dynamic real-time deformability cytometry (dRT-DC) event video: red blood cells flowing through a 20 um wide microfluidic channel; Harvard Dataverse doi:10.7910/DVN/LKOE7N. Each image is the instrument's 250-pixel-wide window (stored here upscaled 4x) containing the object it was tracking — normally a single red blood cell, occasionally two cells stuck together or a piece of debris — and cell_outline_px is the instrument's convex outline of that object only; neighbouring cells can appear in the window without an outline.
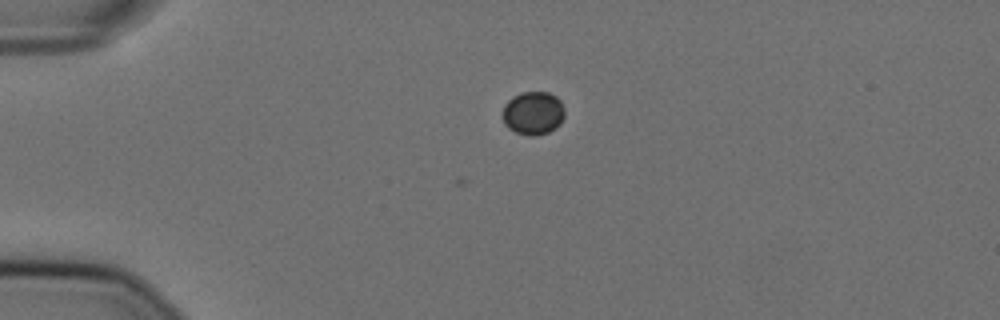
{"species": "Egyptian fruit bat (a non-hibernating species)", "species_latin": "Rousettus aegyptiacus", "temperature_condition": "cold", "stored_images_in_passage": 44, "camera_frame_rate_fps": 3000, "um_per_image_px": 0.085, "animal": {"sex": "female"}, "frame": {"image": 1, "passage_image": 1, "time_ms": 0.0, "image_size_px": [1000, 320], "cell_outline_px": [[564, 116], [560, 124], [556, 128], [548, 132], [536, 136], [528, 136], [516, 132], [508, 128], [504, 124], [504, 104], [512, 96], [520, 92], [548, 92], [556, 96], [560, 100], [564, 108]], "centroid_in_image_um": [45.33, 9.61], "position_along_channel_um": 39.7, "area_um2": 15.78}}
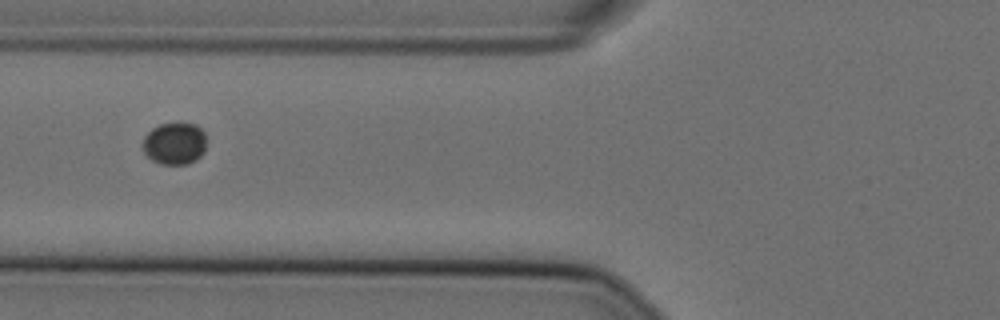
{"frame": {"image": 2, "passage_image": 10, "time_ms": 3.0, "image_size_px": [1000, 320], "cell_outline_px": [[204, 152], [196, 160], [188, 164], [160, 164], [152, 160], [144, 152], [144, 136], [152, 128], [160, 124], [196, 124], [204, 132]], "centroid_in_image_um": [14.84, 12.21], "position_along_channel_um": 111.0, "area_um2": 15.37}}
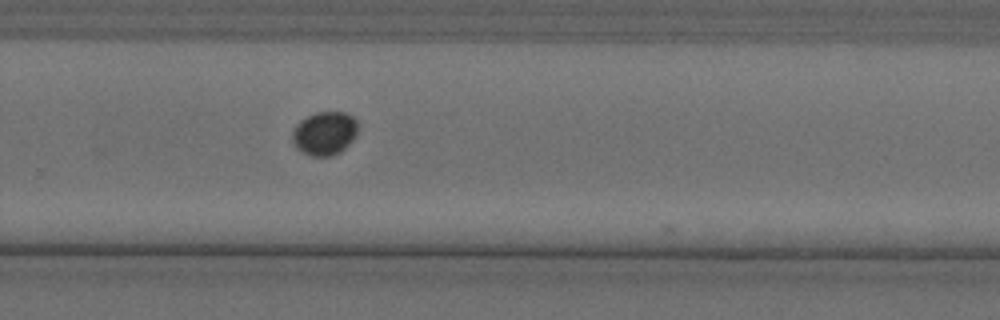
{"frame": {"image": 3, "passage_image": 26, "time_ms": 8.333, "image_size_px": [1000, 320], "cell_outline_px": [[356, 136], [340, 152], [332, 156], [312, 156], [300, 152], [296, 148], [292, 140], [292, 132], [296, 124], [300, 120], [316, 112], [348, 112], [356, 120]], "centroid_in_image_um": [27.56, 11.33], "position_along_channel_um": 302.2, "area_um2": 16.7}}